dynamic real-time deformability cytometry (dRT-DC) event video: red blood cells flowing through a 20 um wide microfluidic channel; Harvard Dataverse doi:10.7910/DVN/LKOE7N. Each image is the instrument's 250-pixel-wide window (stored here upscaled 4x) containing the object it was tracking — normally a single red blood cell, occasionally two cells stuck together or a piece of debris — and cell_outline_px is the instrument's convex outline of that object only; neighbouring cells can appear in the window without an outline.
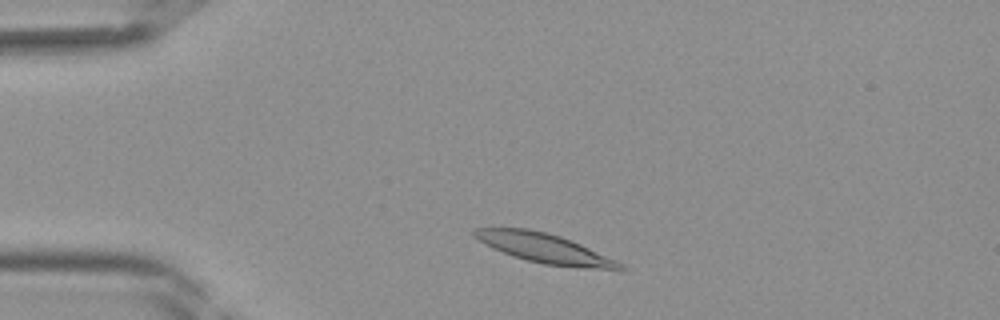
{"species": "Egyptian fruit bat (a non-hibernating species)", "species_latin": "Rousettus aegyptiacus", "temperature_condition": "room temperature", "stored_images_in_passage": 35, "camera_frame_rate_fps": 3000, "um_per_image_px": 0.085, "frame": {"image": 1, "passage_image": 3, "time_ms": 0.667, "image_size_px": [1000, 320], "cell_outline_px": [[624, 272], [620, 272], [576, 268], [544, 264], [528, 260], [492, 248], [484, 244], [472, 236], [472, 232], [476, 228], [528, 228], [548, 232], [572, 240], [616, 260], [624, 268]], "centroid_in_image_um": [46.37, 21.13], "position_along_channel_um": 38.6, "area_um2": 25.37}}
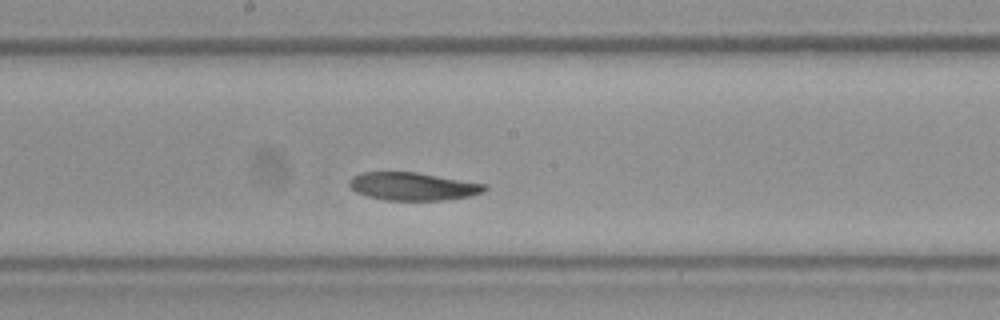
{"frame": {"image": 2, "passage_image": 16, "time_ms": 5.0, "image_size_px": [1000, 320], "cell_outline_px": [[488, 188], [484, 192], [468, 196], [444, 200], [384, 200], [368, 196], [356, 192], [348, 184], [348, 180], [352, 176], [360, 172], [416, 172], [488, 184]], "centroid_in_image_um": [35.09, 15.83], "position_along_channel_um": 213.1, "area_um2": 22.14}}
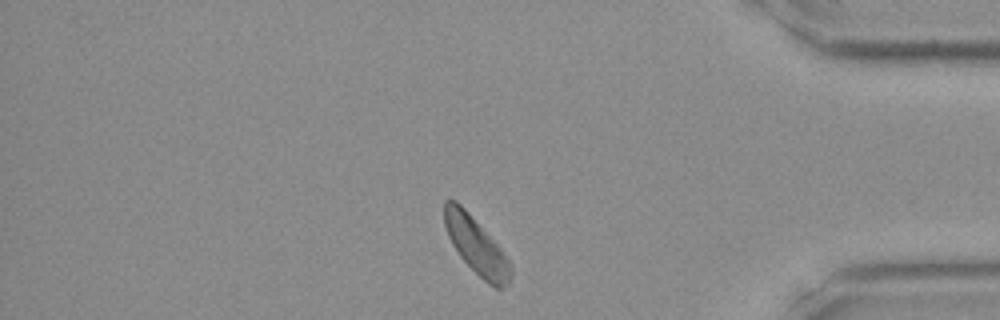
{"frame": {"image": 3, "passage_image": 29, "time_ms": 9.333, "image_size_px": [1000, 320], "cell_outline_px": [[512, 276], [508, 284], [500, 288], [496, 288], [488, 284], [460, 256], [452, 244], [448, 236], [444, 224], [444, 200], [456, 200], [468, 212], [500, 248], [512, 264]], "centroid_in_image_um": [40.49, 20.89], "position_along_channel_um": 394.7, "area_um2": 21.56}}